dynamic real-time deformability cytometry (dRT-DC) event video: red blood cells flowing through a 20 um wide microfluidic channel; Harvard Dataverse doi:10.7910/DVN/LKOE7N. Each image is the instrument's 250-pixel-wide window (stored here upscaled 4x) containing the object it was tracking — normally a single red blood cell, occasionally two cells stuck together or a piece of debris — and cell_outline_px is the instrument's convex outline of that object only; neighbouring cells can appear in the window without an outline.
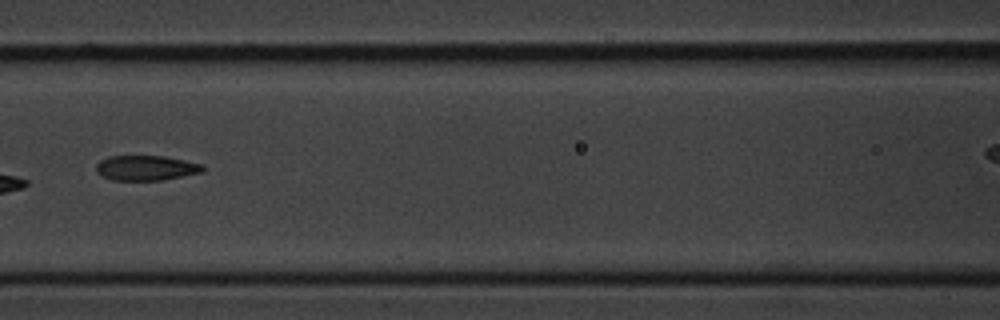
{"species": "common noctule bat (a hibernating species)", "species_latin": "Nyctalus noctula", "temperature_condition": "cold", "stored_images_in_passage": 8, "segment_of_instrument_passage": [1, 2], "camera_frame_rate_fps": 3000, "um_per_image_px": 0.085, "animal": {"sex": "male", "body_mass_g": 20.1, "forearm_length_mm": 53.5}, "frame": {"image": 1, "passage_image": 7, "time_ms": 7.0, "image_size_px": [1000, 320], "cell_outline_px": [[204, 172], [160, 180], [112, 180], [96, 172], [96, 164], [100, 160], [108, 156], [164, 156], [204, 164]], "centroid_in_image_um": [12.42, 14.27], "position_along_channel_um": 154.2, "area_um2": 15.55}}